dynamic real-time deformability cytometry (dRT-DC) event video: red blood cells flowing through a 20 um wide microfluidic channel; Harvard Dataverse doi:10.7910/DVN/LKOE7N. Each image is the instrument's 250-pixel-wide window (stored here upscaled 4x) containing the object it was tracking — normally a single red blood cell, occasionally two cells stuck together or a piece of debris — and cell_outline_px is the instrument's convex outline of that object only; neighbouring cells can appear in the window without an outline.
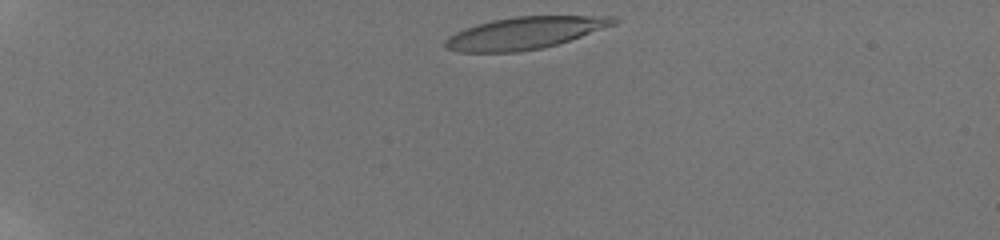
{"species": "human", "species_latin": "Homo sapiens", "temperature_condition": "room temperature", "stored_images_in_passage": 11, "camera_frame_rate_fps": 3000, "um_per_image_px": 0.085, "donor": {"sex": "male"}, "frame": {"image": 1, "passage_image": 2, "time_ms": 0.333, "image_size_px": [1000, 240], "cell_outline_px": [[620, 20], [616, 24], [556, 44], [540, 48], [520, 52], [460, 52], [444, 48], [444, 40], [448, 36], [456, 32], [476, 24], [492, 20], [516, 16], [616, 16]], "centroid_in_image_um": [44.58, 2.8], "position_along_channel_um": 40.4, "area_um2": 31.39}}